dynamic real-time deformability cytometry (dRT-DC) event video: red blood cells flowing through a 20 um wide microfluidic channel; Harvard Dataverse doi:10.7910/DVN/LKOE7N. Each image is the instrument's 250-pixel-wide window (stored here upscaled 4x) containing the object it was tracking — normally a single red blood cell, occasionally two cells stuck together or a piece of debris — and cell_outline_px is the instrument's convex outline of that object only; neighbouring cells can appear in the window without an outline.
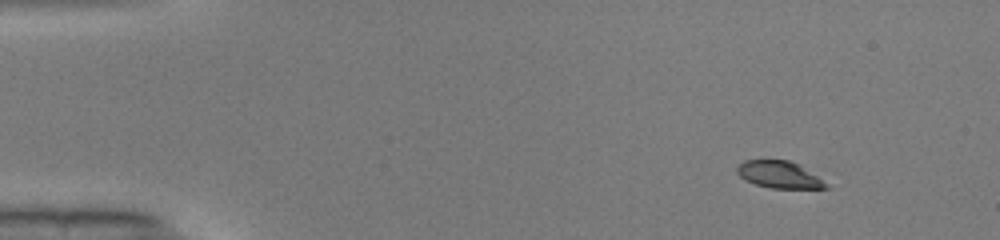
{"species": "common noctule bat (a hibernating species)", "species_latin": "Nyctalus noctula", "temperature_condition": "warm", "stored_images_in_passage": 50, "camera_frame_rate_fps": 3000, "um_per_image_px": 0.085, "animal": {"sex": "male", "body_mass_g": 19.0, "forearm_length_mm": 50.8}, "frame": {"image": 1, "passage_image": 5, "time_ms": 1.333, "image_size_px": [1000, 240], "cell_outline_px": [[832, 188], [772, 188], [756, 184], [744, 180], [736, 172], [736, 168], [744, 160], [788, 160], [832, 172]], "centroid_in_image_um": [66.65, 14.83], "position_along_channel_um": 18.4, "area_um2": 15.84}}
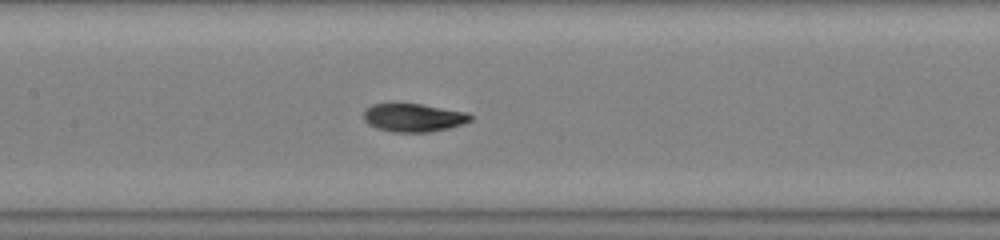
{"frame": {"image": 2, "passage_image": 24, "time_ms": 7.667, "image_size_px": [1000, 240], "cell_outline_px": [[472, 120], [448, 128], [428, 132], [392, 132], [376, 128], [368, 124], [364, 120], [364, 112], [372, 104], [420, 104], [464, 112], [472, 116]], "centroid_in_image_um": [35.11, 10.01], "position_along_channel_um": 172.3, "area_um2": 17.22}}
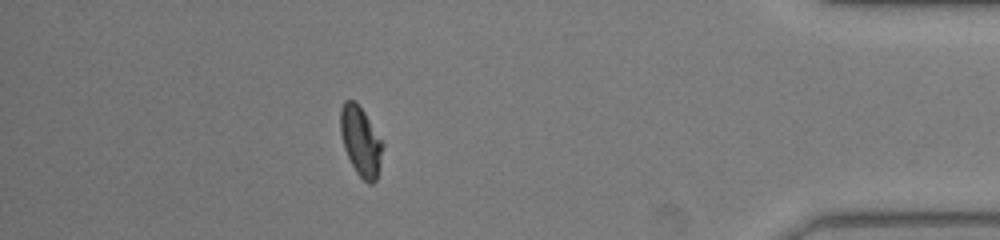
{"frame": {"image": 3, "passage_image": 44, "time_ms": 14.333, "image_size_px": [1000, 240], "cell_outline_px": [[384, 144], [380, 164], [376, 180], [372, 184], [368, 184], [356, 172], [344, 148], [340, 132], [340, 108], [344, 100], [352, 100], [364, 112]], "centroid_in_image_um": [30.65, 12.01], "position_along_channel_um": 404.5, "area_um2": 16.88}, "authors_computed_cell_mechanics": {"area_um2": 17.0799, "velocity_mm_per_s": 4.0948, "shape_relaxation_time_tau1_ms": 5.0866, "shape_relaxation_time_tau2_ms": 1.2403, "deformation_change_tau1": 0.222, "deformation_change_tau2": 0.0411}}